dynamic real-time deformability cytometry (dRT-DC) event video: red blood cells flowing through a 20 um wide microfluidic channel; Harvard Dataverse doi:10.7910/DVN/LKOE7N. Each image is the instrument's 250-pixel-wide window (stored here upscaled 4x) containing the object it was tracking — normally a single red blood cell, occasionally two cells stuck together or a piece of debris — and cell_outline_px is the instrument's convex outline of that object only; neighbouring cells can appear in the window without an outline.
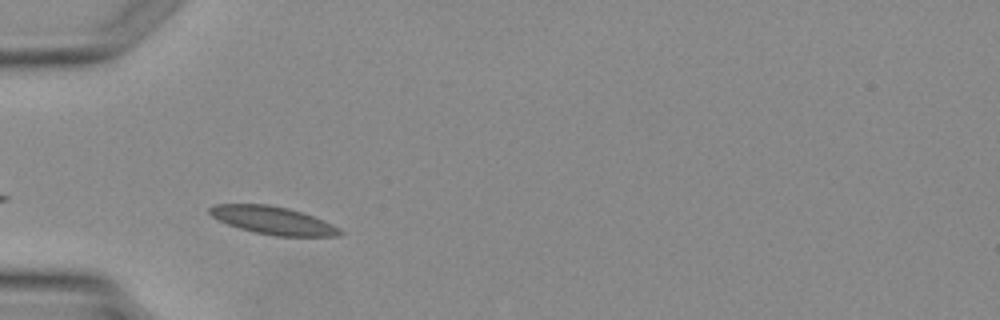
{"species": "Egyptian fruit bat (a non-hibernating species)", "species_latin": "Rousettus aegyptiacus", "temperature_condition": "warm", "stored_images_in_passage": 1, "camera_frame_rate_fps": 3000, "um_per_image_px": 0.085, "animal": {"sex": "female"}, "frame": {"image": 1, "passage_image": 1, "time_ms": 0.0, "image_size_px": [1000, 320], "cell_outline_px": [[344, 232], [340, 236], [276, 236], [256, 232], [240, 228], [228, 224], [212, 216], [208, 212], [208, 208], [212, 204], [268, 204], [288, 208], [312, 216], [332, 224]], "centroid_in_image_um": [23.18, 18.73], "position_along_channel_um": 61.8, "area_um2": 20.92}}